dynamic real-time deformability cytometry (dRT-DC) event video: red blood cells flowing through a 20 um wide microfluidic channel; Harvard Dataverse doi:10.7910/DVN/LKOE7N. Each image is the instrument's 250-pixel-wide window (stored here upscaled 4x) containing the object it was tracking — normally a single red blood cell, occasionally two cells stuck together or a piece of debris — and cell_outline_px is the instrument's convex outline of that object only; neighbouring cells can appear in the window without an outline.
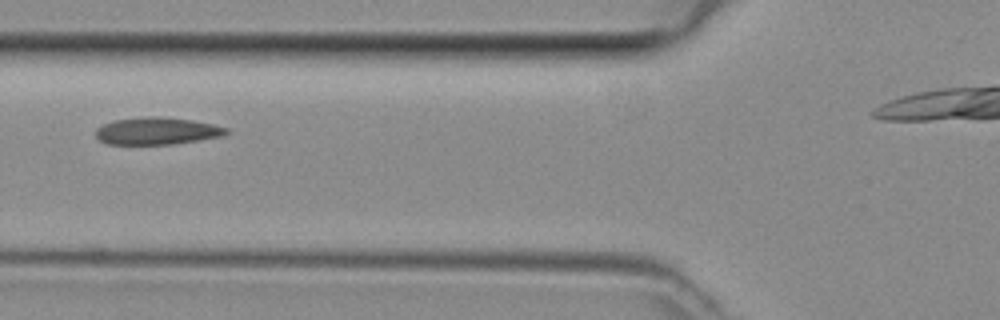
{"species": "common noctule bat (a hibernating species)", "species_latin": "Nyctalus noctula", "temperature_condition": "room temperature", "stored_images_in_passage": 4, "camera_frame_rate_fps": 3000, "um_per_image_px": 0.085, "animal": {"sex": "female", "body_mass_g": 29.2, "forearm_length_mm": 56.3}, "frame": {"image": 1, "passage_image": 4, "time_ms": 1.0, "image_size_px": [1000, 320], "cell_outline_px": [[232, 132], [224, 136], [172, 144], [108, 144], [100, 140], [96, 136], [96, 128], [112, 120], [148, 116], [164, 116], [192, 120], [212, 124], [228, 128]], "centroid_in_image_um": [13.37, 11.12], "position_along_channel_um": 112.4, "area_um2": 20.87}}